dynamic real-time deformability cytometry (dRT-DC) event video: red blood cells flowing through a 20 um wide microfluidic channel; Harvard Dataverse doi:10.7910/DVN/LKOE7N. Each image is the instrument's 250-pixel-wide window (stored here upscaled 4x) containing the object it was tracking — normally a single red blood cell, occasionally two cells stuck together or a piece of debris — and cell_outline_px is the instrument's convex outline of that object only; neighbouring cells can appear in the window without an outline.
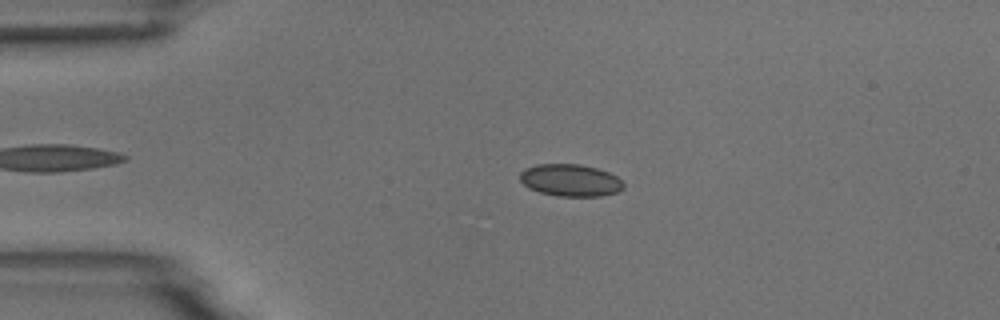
{"species": "common noctule bat (a hibernating species)", "species_latin": "Nyctalus noctula", "temperature_condition": "room temperature", "stored_images_in_passage": 4, "camera_frame_rate_fps": 3000, "um_per_image_px": 0.085, "animal": {"sex": "male", "body_mass_g": 18.8}, "frame": {"image": 1, "passage_image": 3, "time_ms": 2.333, "image_size_px": [1000, 320], "cell_outline_px": [[624, 188], [620, 192], [600, 196], [556, 196], [540, 192], [528, 188], [520, 180], [520, 172], [524, 168], [536, 164], [580, 164], [596, 168], [608, 172], [616, 176], [624, 184]], "centroid_in_image_um": [48.48, 15.32], "position_along_channel_um": 36.5, "area_um2": 19.54}}
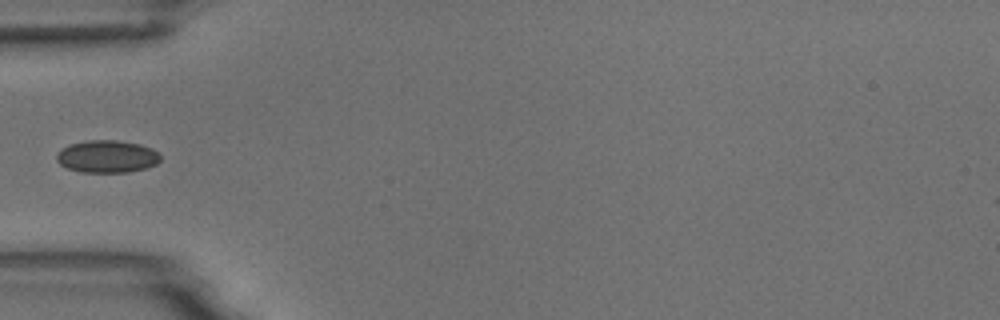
{"frame": {"image": 2, "passage_image": 4, "time_ms": 4.333, "image_size_px": [1000, 320], "cell_outline_px": [[160, 160], [156, 164], [144, 168], [128, 172], [80, 172], [68, 168], [60, 164], [56, 160], [56, 156], [60, 148], [68, 144], [88, 140], [116, 140], [140, 144], [152, 148], [160, 152]], "centroid_in_image_um": [9.09, 13.29], "position_along_channel_um": 75.9, "area_um2": 19.77}}